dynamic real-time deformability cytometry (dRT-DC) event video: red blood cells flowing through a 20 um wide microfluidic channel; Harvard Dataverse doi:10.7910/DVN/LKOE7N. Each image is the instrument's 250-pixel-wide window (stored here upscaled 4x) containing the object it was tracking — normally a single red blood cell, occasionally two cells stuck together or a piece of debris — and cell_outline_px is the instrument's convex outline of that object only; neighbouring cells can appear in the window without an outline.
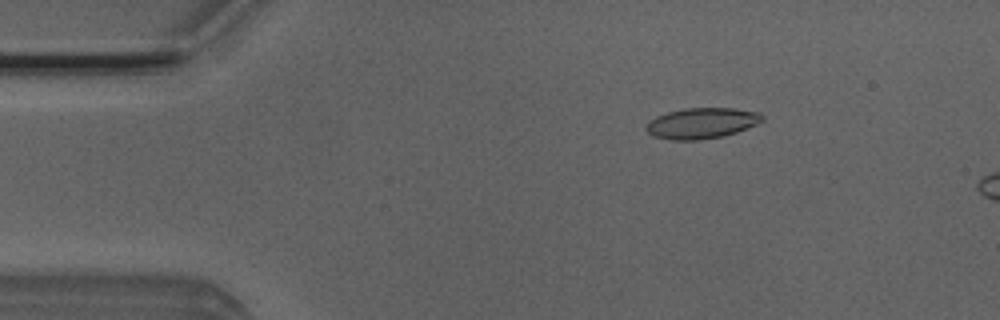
{"species": "Egyptian fruit bat (a non-hibernating species)", "species_latin": "Rousettus aegyptiacus", "temperature_condition": "room temperature", "stored_images_in_passage": 10, "camera_frame_rate_fps": 3000, "um_per_image_px": 0.085, "animal": {"sex": "male"}, "frame": {"image": 1, "passage_image": 5, "time_ms": 1.333, "image_size_px": [1000, 320], "cell_outline_px": [[764, 120], [756, 124], [736, 132], [724, 136], [700, 140], [672, 140], [652, 136], [644, 128], [648, 120], [656, 116], [668, 112], [684, 108], [732, 108], [760, 112], [764, 116]], "centroid_in_image_um": [59.62, 10.47], "position_along_channel_um": 25.4, "area_um2": 20.98}}